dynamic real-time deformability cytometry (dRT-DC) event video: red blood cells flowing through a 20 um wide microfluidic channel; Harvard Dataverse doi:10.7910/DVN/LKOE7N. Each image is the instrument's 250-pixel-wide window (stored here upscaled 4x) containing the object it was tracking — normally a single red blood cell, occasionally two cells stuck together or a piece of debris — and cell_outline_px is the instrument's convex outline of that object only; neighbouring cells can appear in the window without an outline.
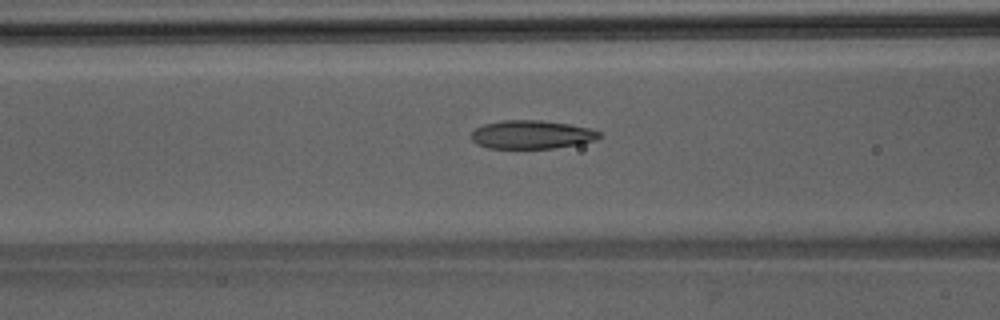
{"species": "Egyptian fruit bat (a non-hibernating species)", "species_latin": "Rousettus aegyptiacus", "temperature_condition": "room temperature", "stored_images_in_passage": 34, "camera_frame_rate_fps": 3000, "um_per_image_px": 0.085, "animal": {"sex": "male"}, "frame": {"image": 1, "passage_image": 5, "time_ms": 1.333, "image_size_px": [1000, 320], "cell_outline_px": [[600, 136], [596, 140], [580, 144], [556, 148], [488, 148], [476, 144], [472, 140], [472, 132], [476, 128], [484, 124], [500, 120], [540, 120], [568, 124], [592, 128], [600, 132]], "centroid_in_image_um": [45.2, 11.44], "position_along_channel_um": 121.4, "area_um2": 21.33}}
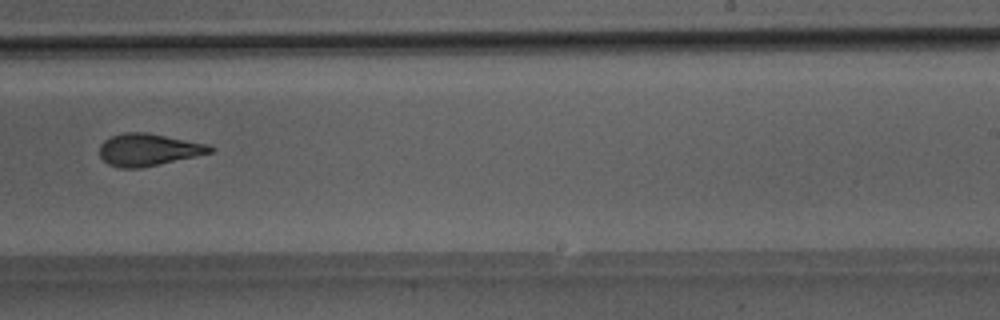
{"frame": {"image": 2, "passage_image": 16, "time_ms": 5.0, "image_size_px": [1000, 320], "cell_outline_px": [[216, 148], [212, 152], [196, 156], [140, 168], [120, 168], [108, 164], [100, 156], [100, 144], [104, 140], [112, 136], [124, 132], [148, 132], [208, 144]], "centroid_in_image_um": [12.62, 12.72], "position_along_channel_um": 276.4, "area_um2": 20.75}}
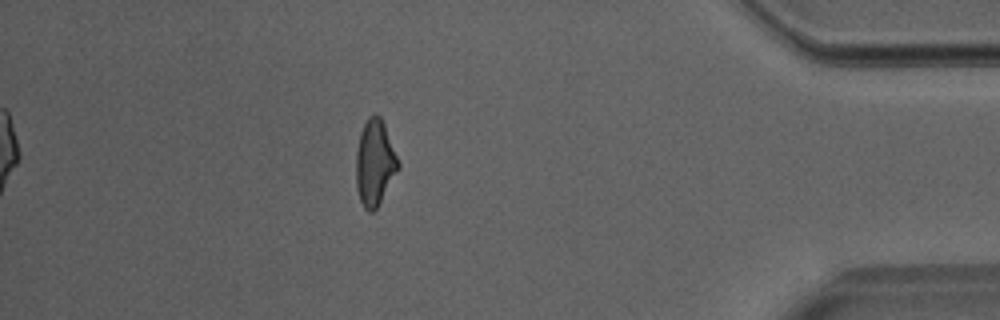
{"frame": {"image": 3, "passage_image": 28, "time_ms": 9.0, "image_size_px": [1000, 320], "cell_outline_px": [[400, 168], [376, 208], [372, 212], [368, 212], [364, 208], [360, 200], [356, 188], [356, 152], [360, 132], [368, 116], [376, 112], [380, 116], [384, 124], [400, 164]], "centroid_in_image_um": [31.85, 13.82], "position_along_channel_um": 403.4, "area_um2": 21.1}}